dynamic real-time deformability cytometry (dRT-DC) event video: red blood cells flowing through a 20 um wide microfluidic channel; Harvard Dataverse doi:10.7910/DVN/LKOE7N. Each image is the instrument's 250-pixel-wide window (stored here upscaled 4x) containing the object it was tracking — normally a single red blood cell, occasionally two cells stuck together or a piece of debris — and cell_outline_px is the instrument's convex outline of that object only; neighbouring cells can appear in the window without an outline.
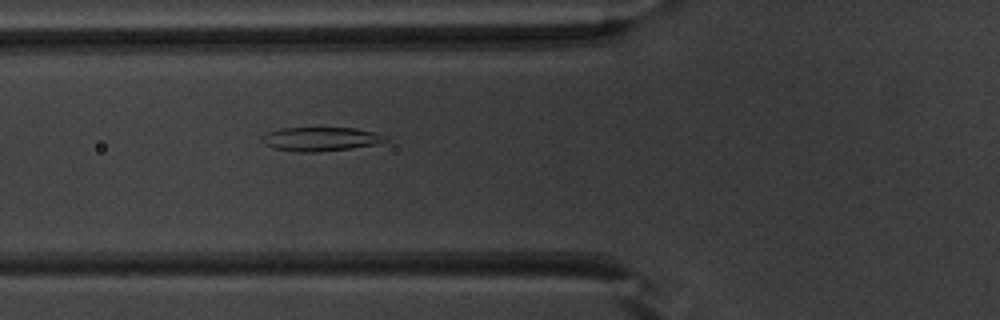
{"species": "common noctule bat (a hibernating species)", "species_latin": "Nyctalus noctula", "temperature_condition": "warm", "stored_images_in_passage": 50, "camera_frame_rate_fps": 3000, "um_per_image_px": 0.085, "animal": {"sex": "male", "body_mass_g": 20.1, "forearm_length_mm": 53.5}, "frame": {"image": 1, "passage_image": 18, "time_ms": 5.667, "image_size_px": [1000, 320], "cell_outline_px": [[388, 140], [372, 144], [352, 148], [320, 152], [296, 152], [276, 148], [264, 144], [260, 140], [260, 136], [268, 132], [280, 128], [352, 128], [376, 132], [384, 136]], "centroid_in_image_um": [27.18, 11.82], "position_along_channel_um": 98.6, "area_um2": 17.11}}
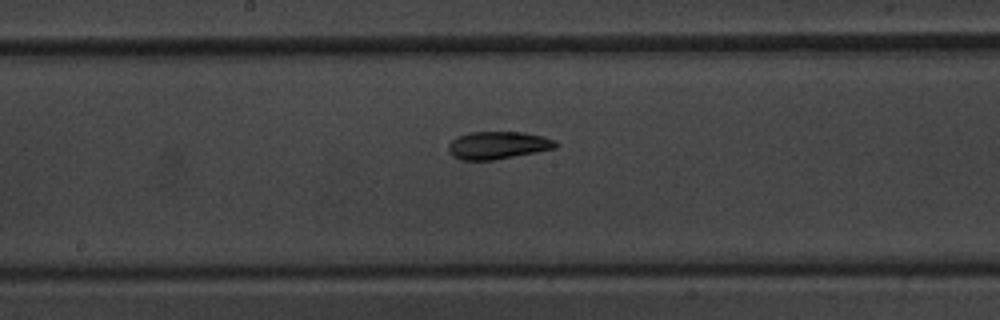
{"frame": {"image": 2, "passage_image": 26, "time_ms": 8.333, "image_size_px": [1000, 320], "cell_outline_px": [[556, 148], [536, 152], [492, 160], [460, 160], [452, 156], [448, 152], [448, 144], [452, 140], [460, 136], [472, 132], [524, 132], [544, 136], [552, 140], [556, 144]], "centroid_in_image_um": [42.28, 12.35], "position_along_channel_um": 205.9, "area_um2": 17.11}}
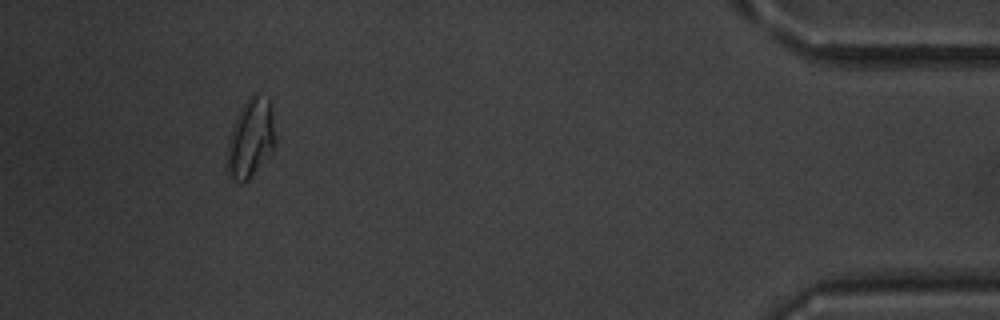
{"frame": {"image": 3, "passage_image": 46, "time_ms": 15.0, "image_size_px": [1000, 320], "cell_outline_px": [[276, 144], [252, 176], [248, 180], [240, 184], [228, 176], [228, 140], [236, 116], [248, 96], [252, 92], [256, 92], [268, 96], [272, 112], [276, 140]], "centroid_in_image_um": [21.32, 11.7], "position_along_channel_um": 413.9, "area_um2": 22.25}, "authors_computed_cell_mechanics": {"area_um2": 18.1492, "velocity_mm_per_s": 4.0019, "shape_relaxation_time_tau1_ms": 10.5892, "shape_relaxation_time_tau2_ms": 3.6657, "deformation_change_tau1": 0.259, "deformation_change_tau2": 0.0897}}